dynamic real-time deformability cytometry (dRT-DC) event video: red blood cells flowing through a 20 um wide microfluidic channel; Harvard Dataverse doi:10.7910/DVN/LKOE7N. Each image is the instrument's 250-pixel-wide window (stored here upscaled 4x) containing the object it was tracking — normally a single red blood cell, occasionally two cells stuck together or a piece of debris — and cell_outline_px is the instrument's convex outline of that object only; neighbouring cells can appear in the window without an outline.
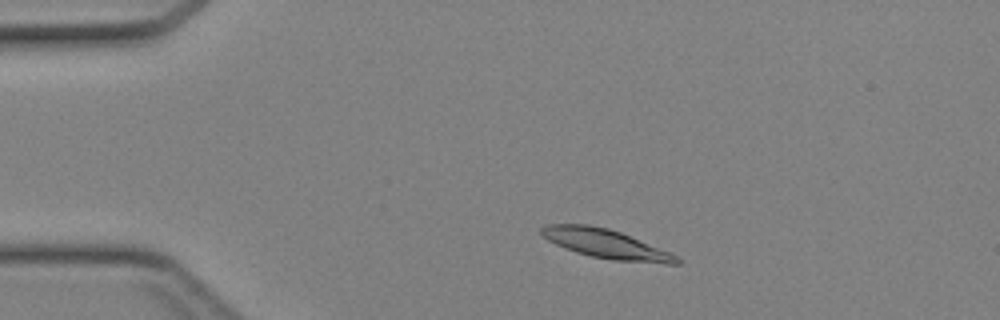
{"species": "Egyptian fruit bat (a non-hibernating species)", "species_latin": "Rousettus aegyptiacus", "temperature_condition": "cold", "stored_images_in_passage": 41, "camera_frame_rate_fps": 3000, "um_per_image_px": 0.085, "animal": {"sex": "female"}, "frame": {"image": 1, "passage_image": 5, "time_ms": 1.333, "image_size_px": [1000, 320], "cell_outline_px": [[680, 264], [668, 264], [612, 260], [592, 256], [576, 252], [556, 244], [548, 240], [540, 232], [540, 228], [544, 224], [588, 224], [608, 228], [620, 232], [668, 252], [676, 256], [680, 260]], "centroid_in_image_um": [51.46, 20.72], "position_along_channel_um": 33.5, "area_um2": 22.6}}
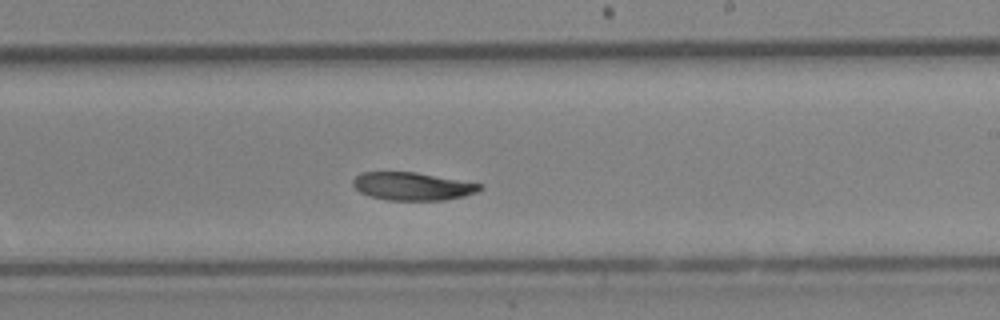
{"frame": {"image": 2, "passage_image": 23, "time_ms": 7.333, "image_size_px": [1000, 320], "cell_outline_px": [[484, 188], [476, 192], [464, 196], [444, 200], [388, 200], [368, 196], [360, 192], [352, 184], [352, 180], [360, 172], [416, 172], [484, 184]], "centroid_in_image_um": [35.07, 15.83], "position_along_channel_um": 253.9, "area_um2": 20.81}}
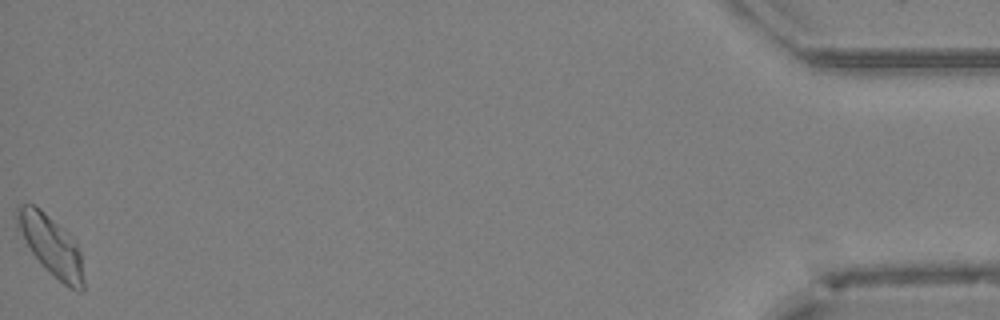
{"frame": {"image": 3, "passage_image": 41, "time_ms": 13.333, "image_size_px": [1000, 320], "cell_outline_px": [[84, 288], [72, 288], [64, 284], [32, 252], [16, 220], [16, 208], [20, 204], [32, 204], [40, 208], [72, 236], [80, 248], [84, 280]], "centroid_in_image_um": [4.39, 20.81], "position_along_channel_um": 430.8, "area_um2": 22.25}}